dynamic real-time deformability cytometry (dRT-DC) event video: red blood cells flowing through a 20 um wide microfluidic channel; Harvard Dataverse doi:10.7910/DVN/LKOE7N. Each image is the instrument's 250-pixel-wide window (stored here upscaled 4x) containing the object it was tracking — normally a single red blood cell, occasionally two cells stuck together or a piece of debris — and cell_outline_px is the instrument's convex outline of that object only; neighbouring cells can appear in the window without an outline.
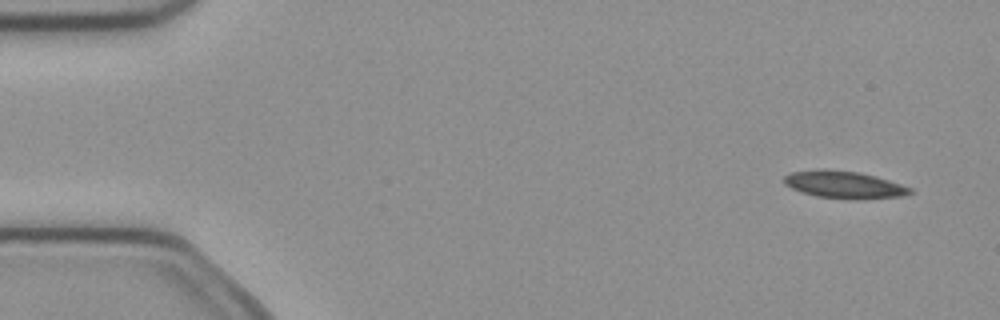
{"species": "common noctule bat (a hibernating species)", "species_latin": "Nyctalus noctula", "temperature_condition": "cold", "stored_images_in_passage": 4, "camera_frame_rate_fps": 3000, "um_per_image_px": 0.085, "animal": {"sex": "female", "body_mass_g": 21.9}, "frame": {"image": 1, "passage_image": 1, "time_ms": 0.0, "image_size_px": [1000, 320], "cell_outline_px": [[916, 192], [908, 196], [860, 200], [852, 200], [816, 196], [800, 192], [784, 184], [784, 176], [792, 172], [860, 172], [888, 180], [912, 188]], "centroid_in_image_um": [71.88, 15.77], "position_along_channel_um": 13.1, "area_um2": 19.54}}